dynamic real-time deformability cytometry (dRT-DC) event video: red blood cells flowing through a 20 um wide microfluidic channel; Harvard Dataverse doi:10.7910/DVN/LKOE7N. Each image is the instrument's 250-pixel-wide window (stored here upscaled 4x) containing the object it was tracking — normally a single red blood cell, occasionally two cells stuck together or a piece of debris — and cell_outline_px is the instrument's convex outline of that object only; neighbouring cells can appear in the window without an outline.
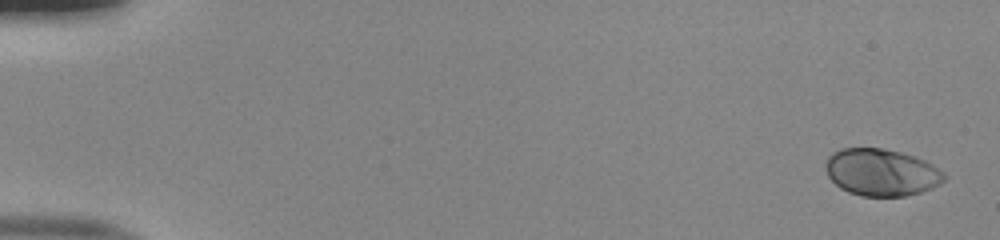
{"species": "human", "species_latin": "Homo sapiens", "temperature_condition": "room temperature", "stored_images_in_passage": 51, "camera_frame_rate_fps": 3000, "um_per_image_px": 0.085, "donor": {"sex": "male"}, "frame": {"image": 1, "passage_image": 1, "time_ms": 0.0, "image_size_px": [1000, 240], "cell_outline_px": [[948, 176], [940, 184], [932, 188], [920, 192], [904, 196], [860, 196], [848, 192], [840, 188], [828, 176], [824, 164], [828, 156], [832, 152], [840, 148], [884, 148], [916, 156], [932, 164], [944, 172]], "centroid_in_image_um": [74.92, 14.64], "position_along_channel_um": 10.1, "area_um2": 32.83}}
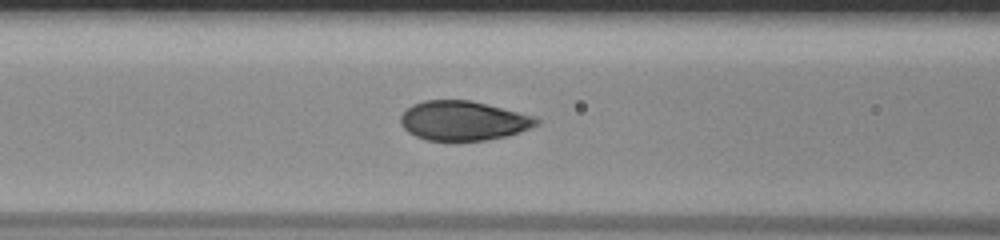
{"frame": {"image": 2, "passage_image": 22, "time_ms": 7.0, "image_size_px": [1000, 240], "cell_outline_px": [[540, 124], [520, 132], [508, 136], [484, 140], [428, 140], [416, 136], [408, 132], [400, 124], [400, 116], [412, 104], [424, 100], [472, 100], [536, 116], [540, 120]], "centroid_in_image_um": [39.41, 10.25], "position_along_channel_um": 127.2, "area_um2": 31.39}}
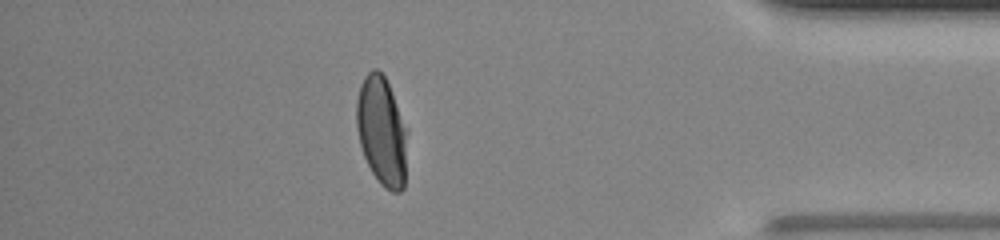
{"frame": {"image": 3, "passage_image": 45, "time_ms": 14.667, "image_size_px": [1000, 240], "cell_outline_px": [[408, 128], [404, 188], [400, 192], [392, 192], [384, 188], [380, 184], [372, 172], [364, 156], [360, 144], [356, 128], [356, 100], [360, 84], [364, 76], [372, 68], [376, 68], [384, 76], [388, 84]], "centroid_in_image_um": [32.45, 11.15], "position_along_channel_um": 402.7, "area_um2": 32.66}, "authors_computed_cell_mechanics": {"area_um2": 32.368, "velocity_mm_per_s": 4.0222, "shape_relaxation_time_tau1_ms": 3.1705, "shape_relaxation_time_tau2_ms": null, "deformation_change_tau1": 0.1762, "deformation_change_tau2": null}}